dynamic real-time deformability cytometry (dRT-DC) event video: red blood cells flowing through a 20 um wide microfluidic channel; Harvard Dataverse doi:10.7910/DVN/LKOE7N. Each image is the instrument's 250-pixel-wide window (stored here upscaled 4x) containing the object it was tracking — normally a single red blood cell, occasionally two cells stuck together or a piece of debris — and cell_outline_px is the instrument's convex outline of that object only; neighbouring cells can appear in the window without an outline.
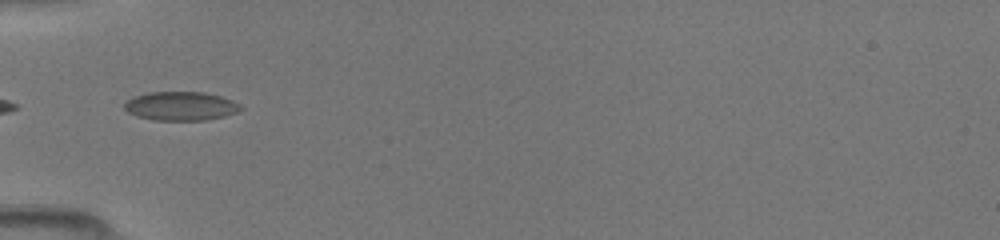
{"species": "common noctule bat (a hibernating species)", "species_latin": "Nyctalus noctula", "temperature_condition": "room temperature", "stored_images_in_passage": 33, "camera_frame_rate_fps": 3000, "um_per_image_px": 0.085, "animal": {"sex": "female", "body_mass_g": 19.5, "forearm_length_mm": 54.1}, "frame": {"image": 1, "passage_image": 1, "time_ms": 0.0, "image_size_px": [1000, 240], "cell_outline_px": [[244, 108], [236, 112], [224, 116], [204, 120], [152, 120], [136, 116], [128, 112], [124, 108], [124, 104], [132, 96], [148, 92], [204, 92], [220, 96], [232, 100], [240, 104]], "centroid_in_image_um": [15.35, 9.01], "position_along_channel_um": 69.7, "area_um2": 19.59}}
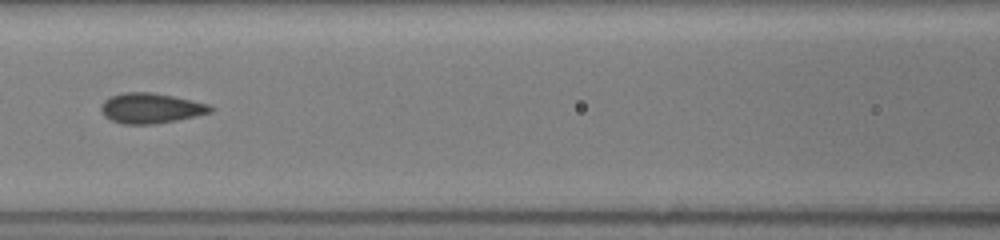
{"frame": {"image": 2, "passage_image": 7, "time_ms": 2.0, "image_size_px": [1000, 240], "cell_outline_px": [[216, 108], [212, 112], [176, 120], [152, 124], [124, 124], [112, 120], [104, 116], [100, 108], [100, 104], [108, 96], [124, 92], [152, 92], [172, 96], [208, 104]], "centroid_in_image_um": [12.78, 9.19], "position_along_channel_um": 153.8, "area_um2": 19.25}}
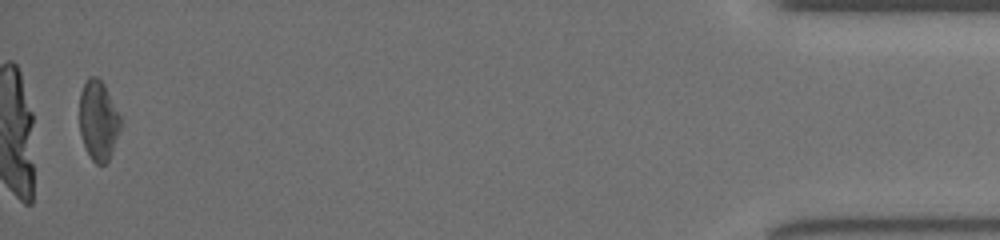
{"frame": {"image": 3, "passage_image": 32, "time_ms": 10.333, "image_size_px": [1000, 240], "cell_outline_px": [[120, 128], [108, 160], [104, 164], [96, 164], [92, 160], [84, 144], [80, 132], [80, 92], [88, 76], [96, 76], [104, 84], [120, 116]], "centroid_in_image_um": [8.34, 10.21], "position_along_channel_um": 426.9, "area_um2": 18.67}}